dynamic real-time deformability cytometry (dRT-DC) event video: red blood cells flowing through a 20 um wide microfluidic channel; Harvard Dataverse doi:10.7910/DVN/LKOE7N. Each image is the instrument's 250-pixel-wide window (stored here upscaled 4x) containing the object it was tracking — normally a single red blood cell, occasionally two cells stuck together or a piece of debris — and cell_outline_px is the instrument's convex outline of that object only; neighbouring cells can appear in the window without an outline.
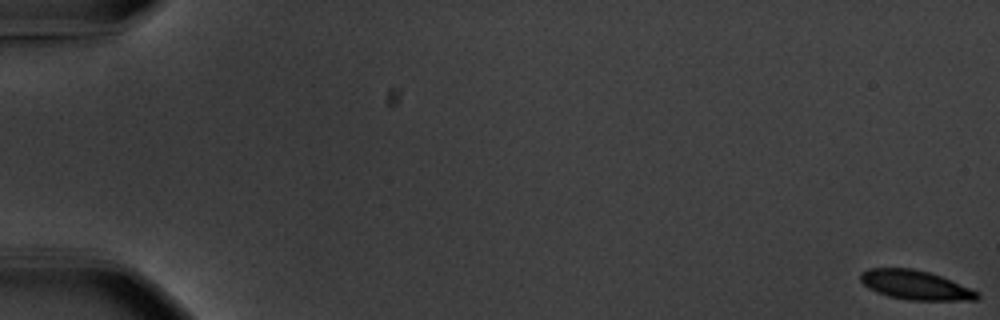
{"species": "common noctule bat (a hibernating species)", "species_latin": "Nyctalus noctula", "temperature_condition": "warm", "stored_images_in_passage": 10, "camera_frame_rate_fps": 3000, "um_per_image_px": 0.085, "animal": {"sex": "male", "body_mass_g": 20.1, "forearm_length_mm": 53.5}, "frame": {"image": 1, "passage_image": 1, "time_ms": 0.0, "image_size_px": [1000, 320], "cell_outline_px": [[980, 296], [976, 300], [908, 300], [888, 296], [876, 292], [868, 288], [860, 280], [860, 272], [868, 268], [912, 268], [928, 272], [940, 276], [980, 292]], "centroid_in_image_um": [77.78, 24.23], "position_along_channel_um": 7.2, "area_um2": 19.88}}